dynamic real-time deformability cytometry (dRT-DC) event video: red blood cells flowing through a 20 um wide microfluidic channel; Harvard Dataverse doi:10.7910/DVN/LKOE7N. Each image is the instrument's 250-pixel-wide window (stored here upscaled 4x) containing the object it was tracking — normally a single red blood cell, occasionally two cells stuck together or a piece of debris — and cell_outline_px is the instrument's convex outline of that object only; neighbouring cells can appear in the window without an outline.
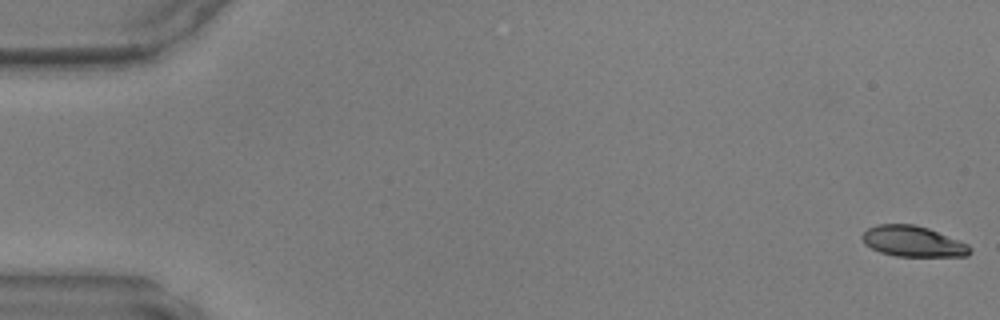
{"species": "common noctule bat (a hibernating species)", "species_latin": "Nyctalus noctula", "temperature_condition": "warm", "stored_images_in_passage": 49, "camera_frame_rate_fps": 3000, "um_per_image_px": 0.085, "animal": {"sex": "male", "body_mass_g": 17.9, "forearm_length_mm": 54.2}, "frame": {"image": 1, "passage_image": 1, "time_ms": 0.0, "image_size_px": [1000, 320], "cell_outline_px": [[972, 252], [968, 256], [896, 256], [880, 252], [864, 244], [860, 236], [868, 228], [876, 224], [912, 224], [928, 228], [968, 244], [972, 248]], "centroid_in_image_um": [77.59, 20.52], "position_along_channel_um": 7.4, "area_um2": 19.31}}
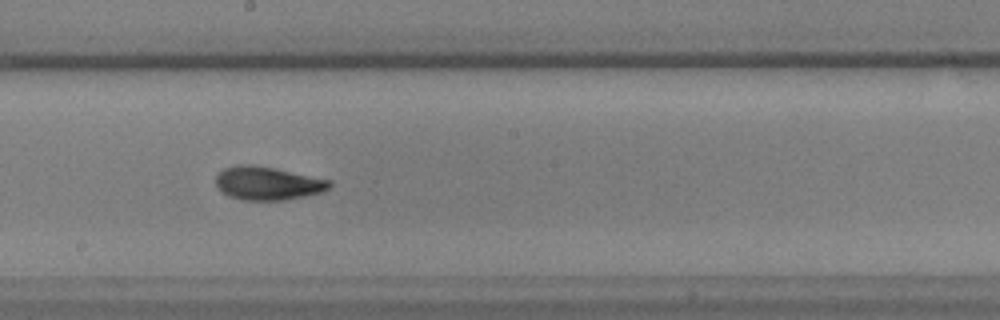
{"frame": {"image": 2, "passage_image": 27, "time_ms": 8.667, "image_size_px": [1000, 320], "cell_outline_px": [[332, 184], [328, 188], [320, 192], [304, 196], [284, 200], [240, 200], [228, 196], [216, 188], [216, 176], [224, 168], [236, 164], [252, 164], [332, 180]], "centroid_in_image_um": [22.7, 15.58], "position_along_channel_um": 225.5, "area_um2": 22.08}}
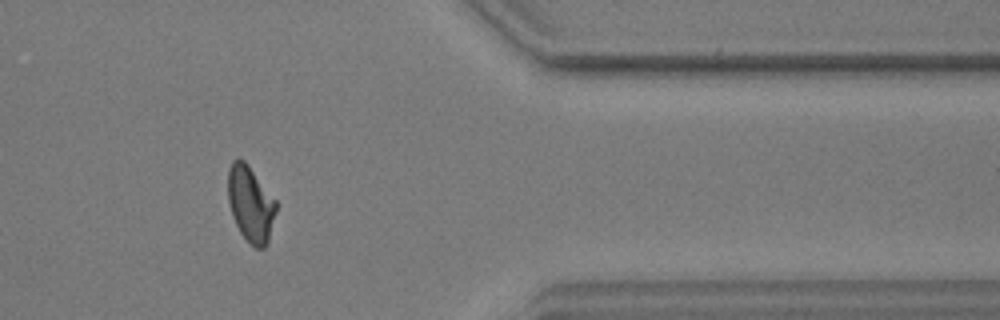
{"frame": {"image": 3, "passage_image": 40, "time_ms": 13.0, "image_size_px": [1000, 320], "cell_outline_px": [[276, 212], [268, 244], [264, 248], [256, 248], [240, 232], [232, 216], [228, 200], [228, 168], [232, 160], [244, 160], [248, 164], [276, 200]], "centroid_in_image_um": [21.3, 17.33], "position_along_channel_um": 390.1, "area_um2": 21.21}}